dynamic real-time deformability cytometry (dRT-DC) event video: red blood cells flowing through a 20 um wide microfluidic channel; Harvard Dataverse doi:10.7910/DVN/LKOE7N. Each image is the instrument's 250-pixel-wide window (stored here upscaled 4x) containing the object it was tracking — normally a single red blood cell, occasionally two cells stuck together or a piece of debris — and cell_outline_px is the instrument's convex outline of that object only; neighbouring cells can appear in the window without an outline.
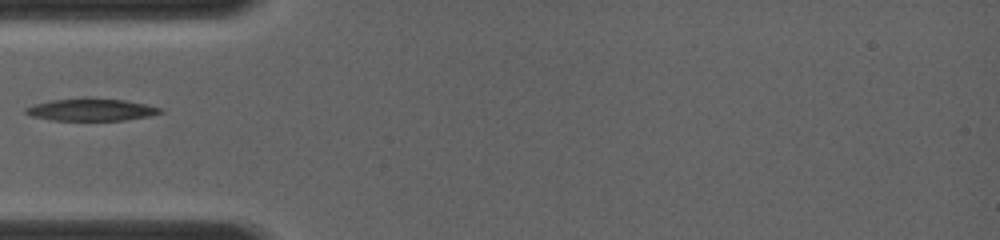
{"species": "common noctule bat (a hibernating species)", "species_latin": "Nyctalus noctula", "temperature_condition": "room temperature", "stored_images_in_passage": 2, "camera_frame_rate_fps": 4000, "um_per_image_px": 0.085, "animal": {"sex": "female", "body_mass_g": 19.0, "forearm_length_mm": 56.7}, "frame": {"image": 1, "passage_image": 1, "time_ms": 0.0, "image_size_px": [1000, 240], "cell_outline_px": [[164, 112], [148, 116], [124, 120], [52, 120], [32, 116], [24, 112], [24, 108], [32, 104], [48, 100], [80, 96], [88, 96], [124, 100], [164, 108]], "centroid_in_image_um": [7.7, 9.29], "position_along_channel_um": 77.3, "area_um2": 18.03}}